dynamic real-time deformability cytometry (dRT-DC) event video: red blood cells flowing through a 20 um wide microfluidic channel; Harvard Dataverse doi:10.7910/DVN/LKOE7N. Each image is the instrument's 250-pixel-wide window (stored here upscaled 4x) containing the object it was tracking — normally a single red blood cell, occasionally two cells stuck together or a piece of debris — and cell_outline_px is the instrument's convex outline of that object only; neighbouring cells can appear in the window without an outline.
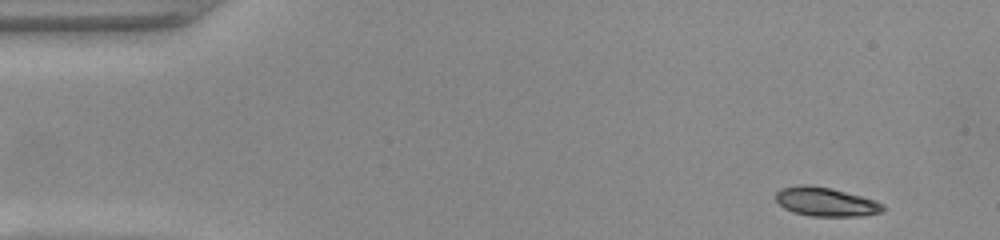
{"species": "common noctule bat (a hibernating species)", "species_latin": "Nyctalus noctula", "temperature_condition": "warm", "stored_images_in_passage": 46, "camera_frame_rate_fps": 3000, "um_per_image_px": 0.085, "animal": {"sex": "female", "body_mass_g": 22.0, "forearm_length_mm": 56.7}, "frame": {"image": 1, "passage_image": 1, "time_ms": 0.0, "image_size_px": [1000, 240], "cell_outline_px": [[884, 212], [864, 216], [808, 216], [792, 212], [784, 208], [776, 200], [776, 192], [780, 188], [800, 184], [808, 184], [832, 188], [876, 200], [884, 204]], "centroid_in_image_um": [70.2, 17.15], "position_along_channel_um": 14.8, "area_um2": 18.38}}
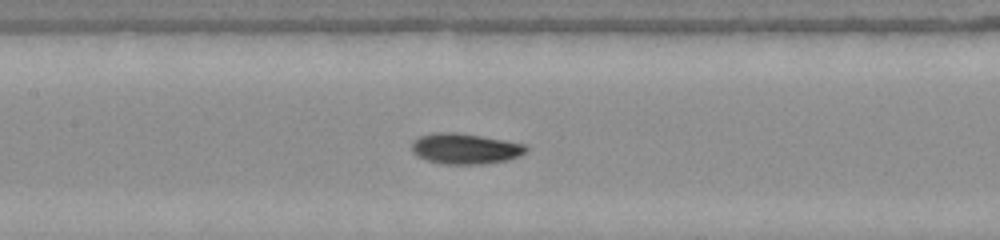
{"frame": {"image": 2, "passage_image": 20, "time_ms": 6.333, "image_size_px": [1000, 240], "cell_outline_px": [[528, 148], [520, 156], [508, 160], [484, 164], [444, 164], [428, 160], [416, 156], [412, 152], [412, 140], [420, 136], [436, 132], [452, 132], [480, 136], [504, 140], [524, 144]], "centroid_in_image_um": [39.52, 12.64], "position_along_channel_um": 167.9, "area_um2": 20.35}}
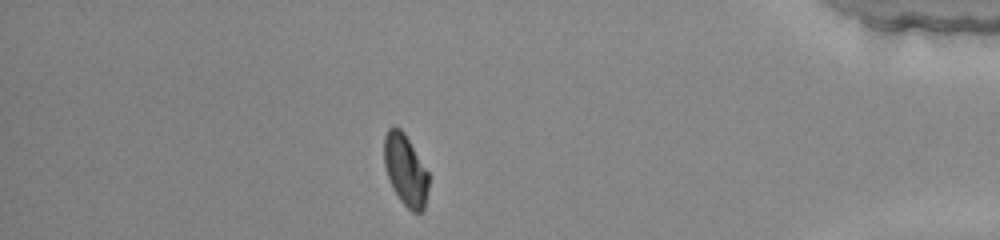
{"frame": {"image": 3, "passage_image": 40, "time_ms": 13.0, "image_size_px": [1000, 240], "cell_outline_px": [[428, 188], [424, 208], [420, 212], [412, 212], [400, 200], [392, 188], [384, 164], [384, 136], [388, 128], [400, 128], [404, 132], [428, 172]], "centroid_in_image_um": [34.45, 14.46], "position_along_channel_um": 400.7, "area_um2": 18.26}, "authors_computed_cell_mechanics": {"area_um2": 19.1318, "velocity_mm_per_s": 4.1353, "shape_relaxation_time_tau1_ms": 3.9803, "shape_relaxation_time_tau2_ms": 6.1374, "deformation_change_tau1": 0.1764, "deformation_change_tau2": 0.0964}}